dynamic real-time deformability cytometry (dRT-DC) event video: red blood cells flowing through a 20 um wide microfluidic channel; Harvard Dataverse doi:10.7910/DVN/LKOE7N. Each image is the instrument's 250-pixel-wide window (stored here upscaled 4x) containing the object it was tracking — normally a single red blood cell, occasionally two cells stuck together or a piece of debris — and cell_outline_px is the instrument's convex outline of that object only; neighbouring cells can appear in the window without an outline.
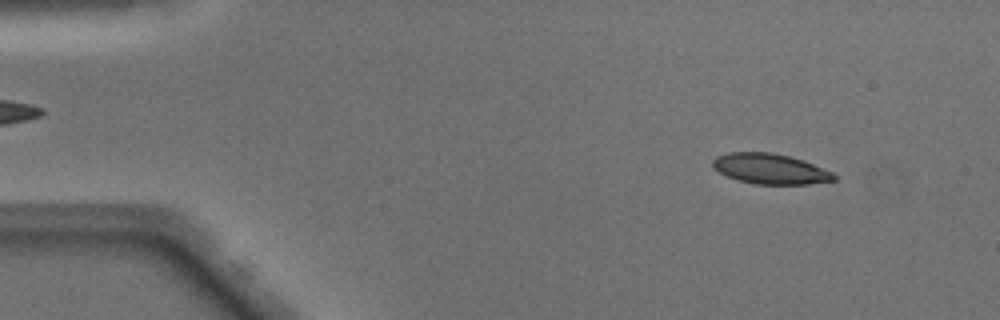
{"species": "Egyptian fruit bat (a non-hibernating species)", "species_latin": "Rousettus aegyptiacus", "temperature_condition": "warm", "stored_images_in_passage": 49, "camera_frame_rate_fps": 3000, "um_per_image_px": 0.085, "animal": {"sex": "male"}, "frame": {"image": 1, "passage_image": 5, "time_ms": 1.333, "image_size_px": [1000, 320], "cell_outline_px": [[836, 180], [808, 184], [756, 184], [740, 180], [728, 176], [712, 168], [712, 160], [716, 156], [728, 152], [772, 152], [788, 156], [812, 164], [832, 172], [836, 176]], "centroid_in_image_um": [65.43, 14.34], "position_along_channel_um": 19.6, "area_um2": 21.21}}
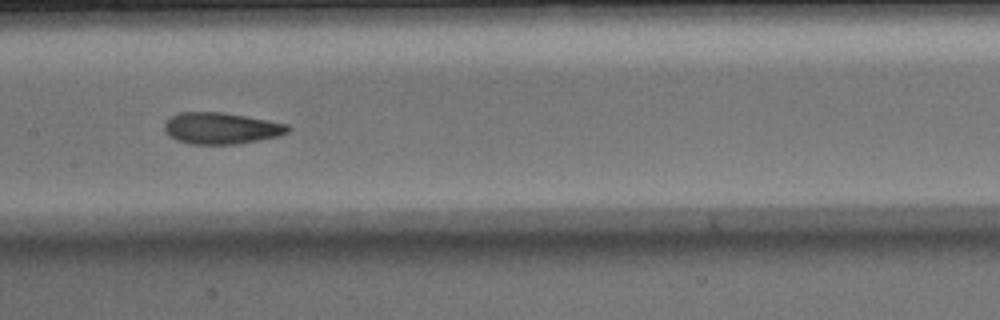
{"frame": {"image": 2, "passage_image": 24, "time_ms": 7.667, "image_size_px": [1000, 320], "cell_outline_px": [[292, 128], [288, 132], [280, 136], [240, 144], [188, 144], [176, 140], [168, 136], [164, 128], [164, 124], [172, 116], [180, 112], [224, 112], [268, 120], [288, 124]], "centroid_in_image_um": [18.83, 10.91], "position_along_channel_um": 188.6, "area_um2": 22.89}}
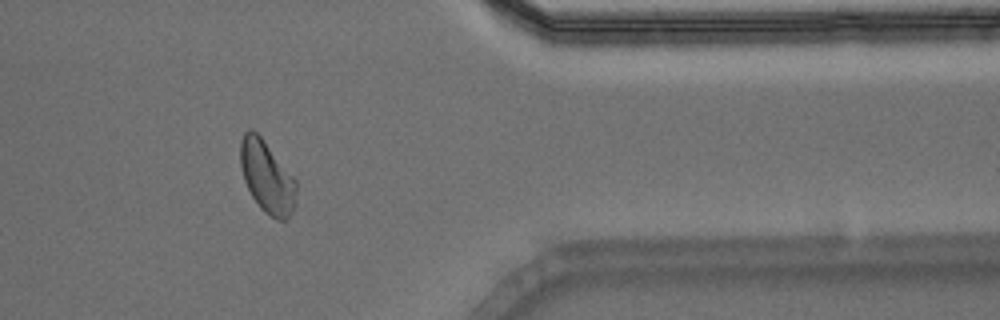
{"frame": {"image": 3, "passage_image": 40, "time_ms": 13.0, "image_size_px": [1000, 320], "cell_outline_px": [[296, 204], [288, 220], [276, 220], [264, 212], [260, 208], [252, 196], [244, 180], [240, 164], [240, 140], [244, 132], [248, 128], [252, 128], [264, 140], [296, 180]], "centroid_in_image_um": [22.69, 15.05], "position_along_channel_um": 388.7, "area_um2": 23.64}, "authors_computed_cell_mechanics": {"area_um2": 22.8888, "velocity_mm_per_s": 4.0801, "shape_relaxation_time_tau1_ms": 4.0495, "shape_relaxation_time_tau2_ms": 1.5012, "deformation_change_tau1": 0.1453, "deformation_change_tau2": 0.0736}}